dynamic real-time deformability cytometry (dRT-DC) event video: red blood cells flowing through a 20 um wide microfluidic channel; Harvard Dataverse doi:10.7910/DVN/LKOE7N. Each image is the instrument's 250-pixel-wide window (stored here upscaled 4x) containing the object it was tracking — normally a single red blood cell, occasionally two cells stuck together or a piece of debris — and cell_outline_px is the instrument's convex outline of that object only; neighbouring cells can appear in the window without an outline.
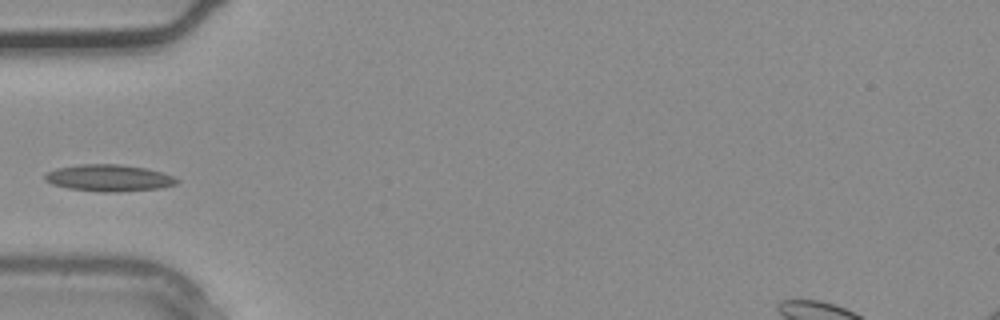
{"species": "common noctule bat (a hibernating species)", "species_latin": "Nyctalus noctula", "temperature_condition": "warm", "stored_images_in_passage": 2, "camera_frame_rate_fps": 3000, "um_per_image_px": 0.085, "animal": {"sex": "male", "body_mass_g": 20.4}, "frame": {"image": 1, "passage_image": 2, "time_ms": 0.333, "image_size_px": [1000, 320], "cell_outline_px": [[180, 180], [176, 184], [160, 188], [120, 192], [104, 192], [68, 188], [52, 184], [44, 180], [44, 176], [48, 172], [56, 168], [80, 164], [120, 164], [144, 168], [160, 172], [172, 176]], "centroid_in_image_um": [9.24, 15.13], "position_along_channel_um": 75.8, "area_um2": 20.46}}